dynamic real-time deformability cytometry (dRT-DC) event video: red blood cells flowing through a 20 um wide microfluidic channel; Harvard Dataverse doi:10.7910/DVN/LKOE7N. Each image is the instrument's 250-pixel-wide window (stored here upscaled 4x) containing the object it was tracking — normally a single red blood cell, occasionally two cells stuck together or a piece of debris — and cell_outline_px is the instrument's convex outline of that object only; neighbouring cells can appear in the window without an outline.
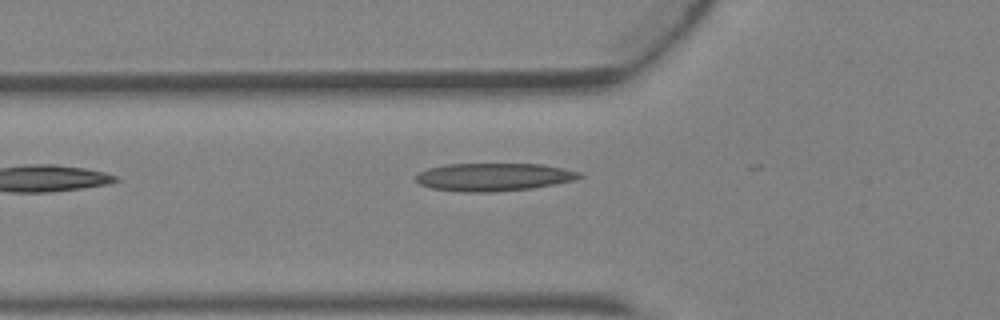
{"species": "Egyptian fruit bat (a non-hibernating species)", "species_latin": "Rousettus aegyptiacus", "temperature_condition": "warm", "stored_images_in_passage": 4, "camera_frame_rate_fps": 3000, "um_per_image_px": 0.085, "animal": {"sex": "female"}, "frame": {"image": 1, "passage_image": 4, "time_ms": 1.0, "image_size_px": [1000, 320], "cell_outline_px": [[584, 176], [576, 180], [556, 184], [532, 188], [492, 192], [464, 192], [432, 188], [420, 184], [416, 180], [416, 172], [428, 168], [448, 164], [540, 164], [564, 168], [580, 172]], "centroid_in_image_um": [41.98, 15.04], "position_along_channel_um": 83.8, "area_um2": 26.7}}